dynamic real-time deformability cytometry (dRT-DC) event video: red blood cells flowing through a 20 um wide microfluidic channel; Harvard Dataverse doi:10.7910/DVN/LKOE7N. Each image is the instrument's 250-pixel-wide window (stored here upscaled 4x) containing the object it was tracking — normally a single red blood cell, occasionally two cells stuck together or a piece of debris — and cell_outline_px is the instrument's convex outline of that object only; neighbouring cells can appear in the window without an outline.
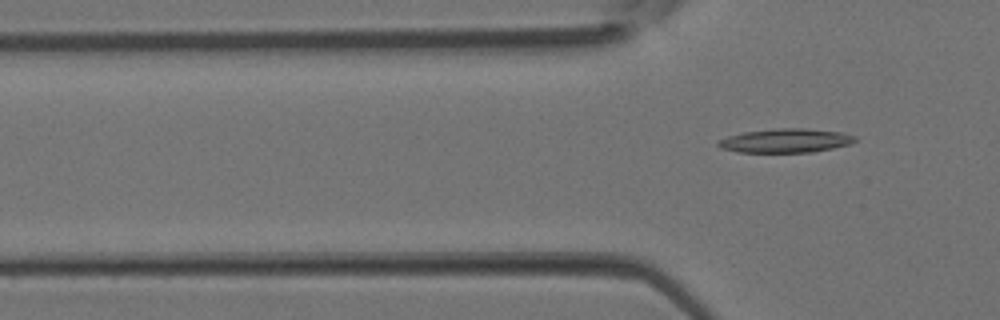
{"species": "Egyptian fruit bat (a non-hibernating species)", "species_latin": "Rousettus aegyptiacus", "temperature_condition": "room temperature", "stored_images_in_passage": 4, "camera_frame_rate_fps": 3000, "um_per_image_px": 0.085, "animal": {"sex": "female"}, "frame": {"image": 1, "passage_image": 4, "time_ms": 1.0, "image_size_px": [1000, 320], "cell_outline_px": [[856, 140], [848, 144], [832, 148], [812, 152], [736, 152], [720, 148], [716, 144], [716, 140], [728, 136], [744, 132], [780, 128], [804, 128], [840, 132], [856, 136]], "centroid_in_image_um": [66.72, 11.95], "position_along_channel_um": 59.1, "area_um2": 19.02}}